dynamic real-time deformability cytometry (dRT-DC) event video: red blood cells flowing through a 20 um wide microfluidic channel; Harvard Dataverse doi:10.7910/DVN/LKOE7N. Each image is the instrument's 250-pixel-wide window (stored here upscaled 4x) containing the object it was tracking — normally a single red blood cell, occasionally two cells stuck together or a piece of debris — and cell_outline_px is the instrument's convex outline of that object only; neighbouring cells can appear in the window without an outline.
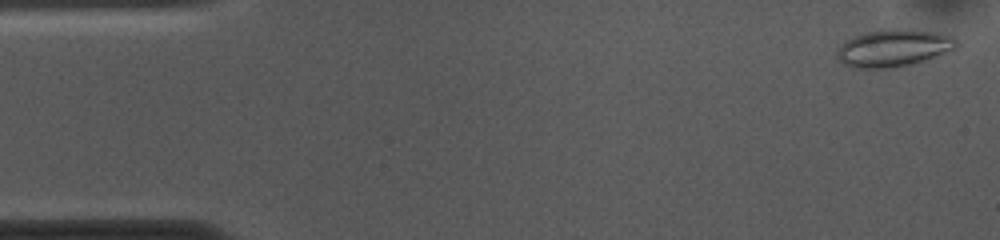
{"species": "common noctule bat (a hibernating species)", "species_latin": "Nyctalus noctula", "temperature_condition": "cold", "stored_images_in_passage": 54, "camera_frame_rate_fps": 3000, "um_per_image_px": 0.085, "animal": {"sex": "female", "body_mass_g": 10.0, "forearm_length_mm": 53.1}, "frame": {"image": 1, "passage_image": 2, "time_ms": 0.333, "image_size_px": [1000, 240], "cell_outline_px": [[960, 44], [956, 48], [936, 56], [912, 64], [892, 68], [852, 68], [844, 64], [836, 56], [836, 52], [840, 44], [844, 40], [880, 28], [908, 28], [936, 32], [952, 36]], "centroid_in_image_um": [75.94, 4.06], "position_along_channel_um": 9.1, "area_um2": 26.3}}
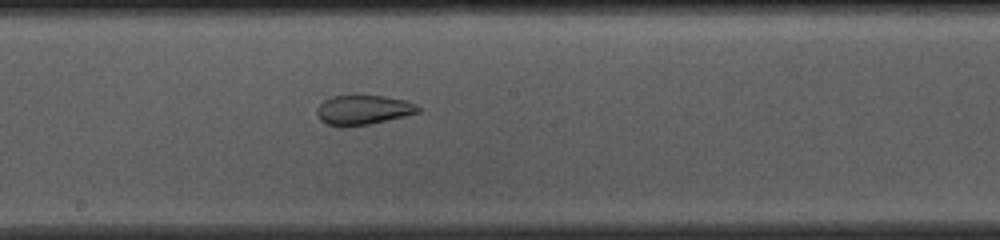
{"frame": {"image": 2, "passage_image": 28, "time_ms": 9.0, "image_size_px": [1000, 240], "cell_outline_px": [[420, 112], [404, 116], [368, 124], [328, 124], [320, 120], [316, 112], [316, 108], [324, 100], [332, 96], [384, 96], [408, 100], [416, 104], [420, 108]], "centroid_in_image_um": [30.91, 9.3], "position_along_channel_um": 217.3, "area_um2": 16.94}}
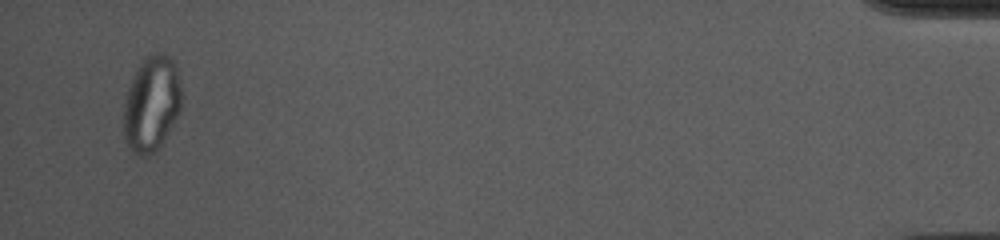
{"frame": {"image": 3, "passage_image": 52, "time_ms": 17.0, "image_size_px": [1000, 240], "cell_outline_px": [[180, 112], [164, 140], [152, 152], [144, 156], [140, 156], [132, 152], [128, 148], [124, 136], [124, 100], [128, 88], [140, 64], [152, 52], [160, 52], [168, 56], [172, 60], [176, 68], [180, 84]], "centroid_in_image_um": [12.87, 8.84], "position_along_channel_um": 422.3, "area_um2": 31.79}, "authors_computed_cell_mechanics": {"area_um2": 24.3338, "velocity_mm_per_s": 3.6529, "shape_relaxation_time_tau1_ms": null, "shape_relaxation_time_tau2_ms": 1.1587, "deformation_change_tau1": null, "deformation_change_tau2": 0.0552}}